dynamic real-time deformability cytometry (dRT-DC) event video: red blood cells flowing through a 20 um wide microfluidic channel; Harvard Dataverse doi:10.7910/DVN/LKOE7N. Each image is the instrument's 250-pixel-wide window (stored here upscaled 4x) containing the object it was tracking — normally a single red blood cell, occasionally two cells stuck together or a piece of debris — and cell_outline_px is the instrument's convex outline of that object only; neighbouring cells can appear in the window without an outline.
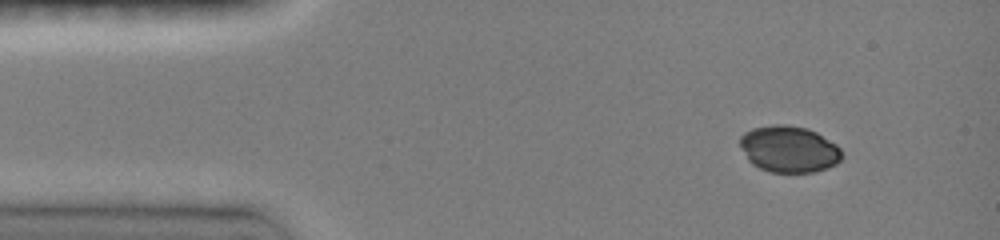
{"species": "common noctule bat (a hibernating species)", "species_latin": "Nyctalus noctula", "temperature_condition": "room temperature", "stored_images_in_passage": 11, "camera_frame_rate_fps": 3000, "um_per_image_px": 0.085, "animal": {"sex": "female", "body_mass_g": 19.0, "forearm_length_mm": 51.5}, "frame": {"image": 1, "passage_image": 1, "time_ms": 0.0, "image_size_px": [1000, 240], "cell_outline_px": [[840, 160], [836, 164], [828, 168], [812, 172], [768, 172], [752, 164], [748, 160], [740, 144], [740, 136], [744, 132], [752, 128], [772, 124], [788, 124], [808, 128], [816, 132], [836, 144], [840, 148]], "centroid_in_image_um": [67.04, 12.66], "position_along_channel_um": 18.0, "area_um2": 27.69}}
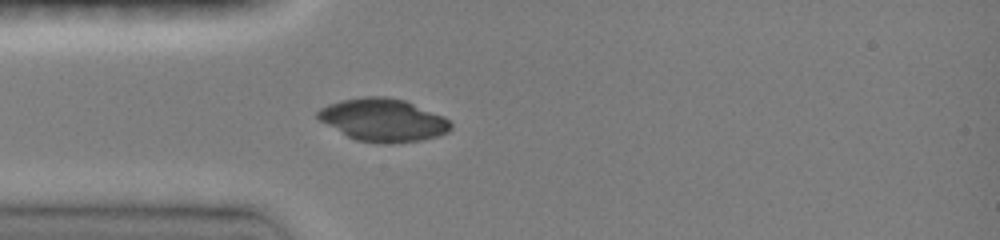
{"frame": {"image": 2, "passage_image": 5, "time_ms": 2.667, "image_size_px": [1000, 240], "cell_outline_px": [[452, 128], [448, 132], [436, 136], [420, 140], [392, 144], [380, 144], [356, 140], [348, 136], [320, 120], [316, 116], [316, 112], [320, 108], [328, 104], [340, 100], [364, 96], [384, 96], [404, 100], [444, 116], [452, 124]], "centroid_in_image_um": [32.57, 10.2], "position_along_channel_um": 52.4, "area_um2": 33.12}}